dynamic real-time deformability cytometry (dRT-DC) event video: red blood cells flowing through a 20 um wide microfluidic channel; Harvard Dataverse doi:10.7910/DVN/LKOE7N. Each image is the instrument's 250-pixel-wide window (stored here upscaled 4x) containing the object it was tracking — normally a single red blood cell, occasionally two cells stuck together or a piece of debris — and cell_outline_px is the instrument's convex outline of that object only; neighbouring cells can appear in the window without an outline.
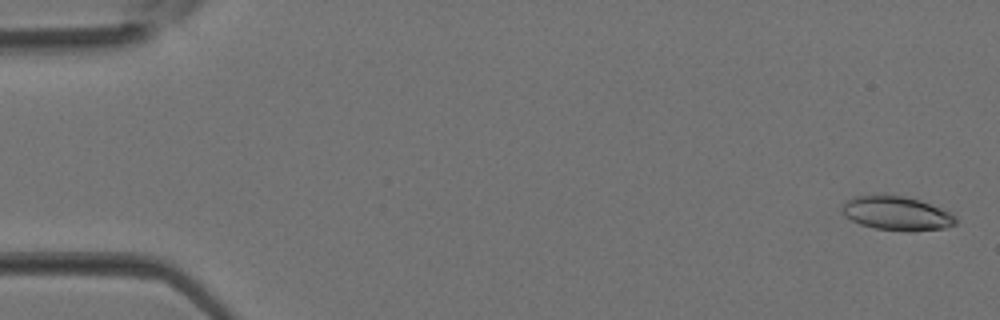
{"species": "Egyptian fruit bat (a non-hibernating species)", "species_latin": "Rousettus aegyptiacus", "temperature_condition": "room temperature", "stored_images_in_passage": 37, "camera_frame_rate_fps": 3000, "um_per_image_px": 0.085, "animal": {"sex": "female"}, "frame": {"image": 1, "passage_image": 1, "time_ms": 0.0, "image_size_px": [1000, 320], "cell_outline_px": [[956, 224], [944, 228], [912, 232], [908, 232], [876, 228], [860, 224], [844, 216], [840, 208], [840, 204], [844, 200], [852, 196], [884, 192], [904, 196], [920, 200], [940, 208], [956, 216]], "centroid_in_image_um": [76.13, 18.09], "position_along_channel_um": 8.9, "area_um2": 23.29}}
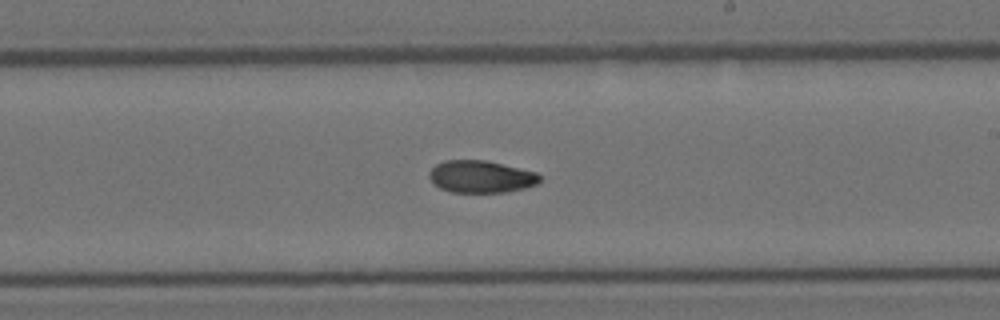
{"frame": {"image": 2, "passage_image": 22, "time_ms": 7.0, "image_size_px": [1000, 320], "cell_outline_px": [[544, 176], [536, 184], [524, 188], [504, 192], [452, 192], [440, 188], [432, 184], [428, 176], [428, 172], [436, 164], [444, 160], [484, 160], [536, 172]], "centroid_in_image_um": [40.85, 15.01], "position_along_channel_um": 248.1, "area_um2": 20.81}}
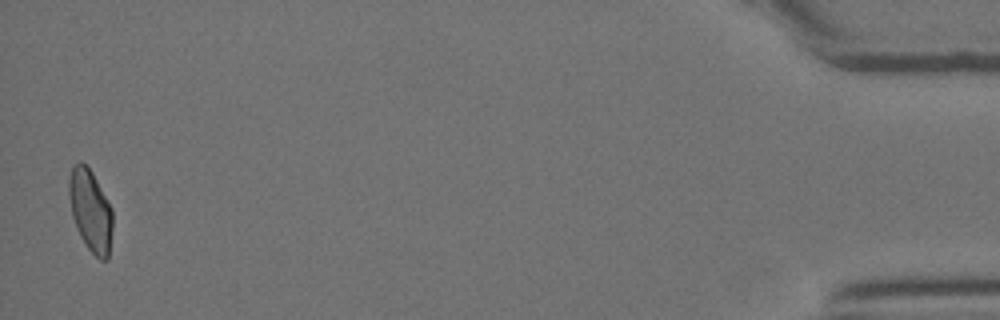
{"frame": {"image": 3, "passage_image": 37, "time_ms": 12.0, "image_size_px": [1000, 320], "cell_outline_px": [[112, 228], [108, 260], [100, 260], [84, 244], [76, 228], [72, 216], [68, 196], [68, 176], [72, 164], [80, 160], [92, 172], [108, 200], [112, 208]], "centroid_in_image_um": [7.66, 17.87], "position_along_channel_um": 427.5, "area_um2": 21.15}}